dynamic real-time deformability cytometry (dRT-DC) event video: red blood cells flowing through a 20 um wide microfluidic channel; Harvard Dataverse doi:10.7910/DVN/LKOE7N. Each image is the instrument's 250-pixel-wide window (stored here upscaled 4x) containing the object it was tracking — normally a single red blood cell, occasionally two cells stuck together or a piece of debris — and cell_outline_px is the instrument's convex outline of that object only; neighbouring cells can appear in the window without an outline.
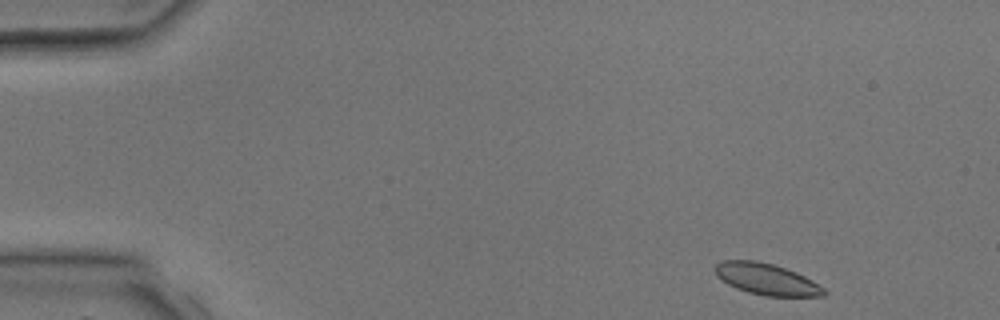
{"species": "common noctule bat (a hibernating species)", "species_latin": "Nyctalus noctula", "temperature_condition": "room temperature", "stored_images_in_passage": 3, "camera_frame_rate_fps": 3000, "um_per_image_px": 0.085, "animal": {"sex": "male", "body_mass_g": 17.9, "forearm_length_mm": 54.2}, "frame": {"image": 1, "passage_image": 1, "time_ms": 0.0, "image_size_px": [1000, 320], "cell_outline_px": [[828, 292], [824, 296], [764, 296], [748, 292], [736, 288], [728, 284], [716, 276], [716, 264], [720, 260], [756, 260], [772, 264], [796, 272], [812, 280], [824, 288]], "centroid_in_image_um": [65.16, 23.73], "position_along_channel_um": 19.8, "area_um2": 19.88}}
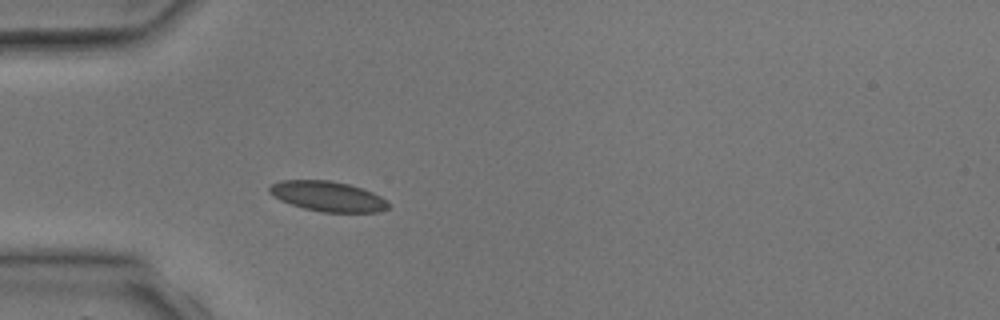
{"frame": {"image": 2, "passage_image": 3, "time_ms": 2.667, "image_size_px": [1000, 320], "cell_outline_px": [[392, 204], [388, 208], [380, 212], [320, 212], [304, 208], [280, 200], [272, 196], [268, 192], [268, 188], [272, 184], [280, 180], [332, 180], [348, 184], [372, 192], [388, 200]], "centroid_in_image_um": [27.87, 16.69], "position_along_channel_um": 57.1, "area_um2": 21.04}}